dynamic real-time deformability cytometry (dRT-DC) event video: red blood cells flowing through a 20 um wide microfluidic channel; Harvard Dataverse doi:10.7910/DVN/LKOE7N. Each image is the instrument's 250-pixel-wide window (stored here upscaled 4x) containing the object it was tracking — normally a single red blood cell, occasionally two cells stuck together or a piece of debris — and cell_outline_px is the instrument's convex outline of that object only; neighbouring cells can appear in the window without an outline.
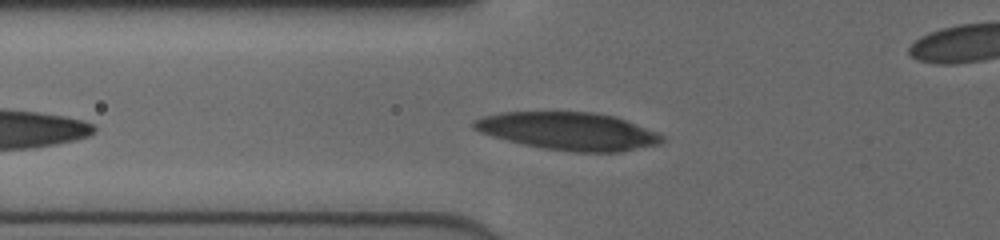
{"species": "human", "species_latin": "Homo sapiens", "temperature_condition": "cold", "stored_images_in_passage": 24, "camera_frame_rate_fps": 3000, "um_per_image_px": 0.085, "donor": {"sex": "female"}, "frame": {"image": 1, "passage_image": 2, "time_ms": 0.333, "image_size_px": [1000, 240], "cell_outline_px": [[664, 140], [660, 144], [620, 152], [572, 152], [544, 148], [524, 144], [492, 136], [480, 132], [472, 128], [472, 124], [476, 120], [484, 116], [500, 112], [592, 112], [616, 116], [656, 132], [664, 136]], "centroid_in_image_um": [48.34, 11.15], "position_along_channel_um": 77.5, "area_um2": 41.21}}
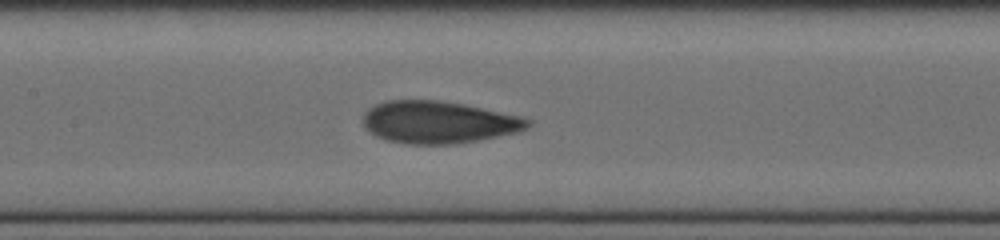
{"frame": {"image": 2, "passage_image": 9, "time_ms": 2.667, "image_size_px": [1000, 240], "cell_outline_px": [[532, 124], [528, 128], [516, 132], [456, 144], [404, 144], [384, 140], [376, 136], [364, 128], [364, 112], [368, 108], [384, 100], [436, 100], [464, 104], [520, 116], [532, 120]], "centroid_in_image_um": [37.24, 10.39], "position_along_channel_um": 170.2, "area_um2": 40.63}}
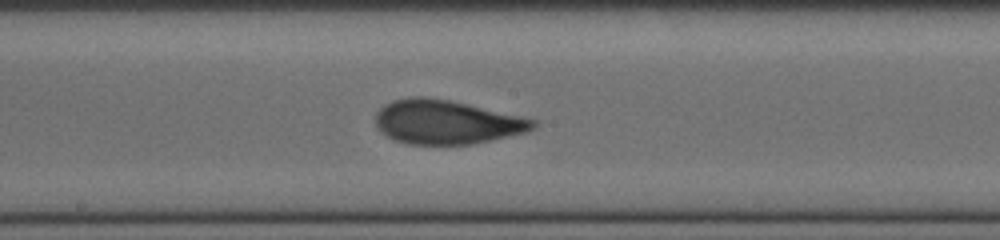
{"frame": {"image": 3, "passage_image": 12, "time_ms": 3.667, "image_size_px": [1000, 240], "cell_outline_px": [[536, 124], [528, 132], [472, 144], [408, 144], [396, 140], [380, 132], [376, 124], [376, 112], [384, 104], [392, 100], [408, 96], [424, 96], [448, 100], [536, 120]], "centroid_in_image_um": [37.89, 10.37], "position_along_channel_um": 210.3, "area_um2": 40.06}}